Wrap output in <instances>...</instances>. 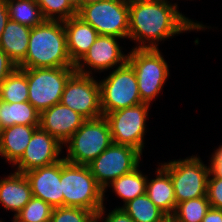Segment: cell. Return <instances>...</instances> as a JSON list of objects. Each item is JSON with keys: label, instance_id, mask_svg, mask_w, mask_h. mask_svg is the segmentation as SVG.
I'll return each mask as SVG.
<instances>
[{"label": "cell", "instance_id": "obj_1", "mask_svg": "<svg viewBox=\"0 0 222 222\" xmlns=\"http://www.w3.org/2000/svg\"><path fill=\"white\" fill-rule=\"evenodd\" d=\"M177 3L168 0H129V35L138 49H158L165 41L187 31L209 27L180 13ZM138 42V43H137Z\"/></svg>", "mask_w": 222, "mask_h": 222}, {"label": "cell", "instance_id": "obj_2", "mask_svg": "<svg viewBox=\"0 0 222 222\" xmlns=\"http://www.w3.org/2000/svg\"><path fill=\"white\" fill-rule=\"evenodd\" d=\"M75 67L68 51L63 21L45 20L31 28L28 50L18 68Z\"/></svg>", "mask_w": 222, "mask_h": 222}, {"label": "cell", "instance_id": "obj_3", "mask_svg": "<svg viewBox=\"0 0 222 222\" xmlns=\"http://www.w3.org/2000/svg\"><path fill=\"white\" fill-rule=\"evenodd\" d=\"M63 206L78 207L93 211L96 215L103 207V189L91 174L88 165H75L61 159Z\"/></svg>", "mask_w": 222, "mask_h": 222}, {"label": "cell", "instance_id": "obj_4", "mask_svg": "<svg viewBox=\"0 0 222 222\" xmlns=\"http://www.w3.org/2000/svg\"><path fill=\"white\" fill-rule=\"evenodd\" d=\"M112 137L104 116L86 119L65 142L67 155L63 158L75 165H88L112 144Z\"/></svg>", "mask_w": 222, "mask_h": 222}, {"label": "cell", "instance_id": "obj_5", "mask_svg": "<svg viewBox=\"0 0 222 222\" xmlns=\"http://www.w3.org/2000/svg\"><path fill=\"white\" fill-rule=\"evenodd\" d=\"M158 49L132 48L127 62L134 69L142 103L156 99L169 77V66Z\"/></svg>", "mask_w": 222, "mask_h": 222}, {"label": "cell", "instance_id": "obj_6", "mask_svg": "<svg viewBox=\"0 0 222 222\" xmlns=\"http://www.w3.org/2000/svg\"><path fill=\"white\" fill-rule=\"evenodd\" d=\"M173 183L176 203L207 196V180L211 165H205L197 155L160 165Z\"/></svg>", "mask_w": 222, "mask_h": 222}, {"label": "cell", "instance_id": "obj_7", "mask_svg": "<svg viewBox=\"0 0 222 222\" xmlns=\"http://www.w3.org/2000/svg\"><path fill=\"white\" fill-rule=\"evenodd\" d=\"M75 67L26 68L28 102L39 112L60 103L68 79Z\"/></svg>", "mask_w": 222, "mask_h": 222}, {"label": "cell", "instance_id": "obj_8", "mask_svg": "<svg viewBox=\"0 0 222 222\" xmlns=\"http://www.w3.org/2000/svg\"><path fill=\"white\" fill-rule=\"evenodd\" d=\"M98 82L103 116L142 103L136 73L128 62L115 68L106 78Z\"/></svg>", "mask_w": 222, "mask_h": 222}, {"label": "cell", "instance_id": "obj_9", "mask_svg": "<svg viewBox=\"0 0 222 222\" xmlns=\"http://www.w3.org/2000/svg\"><path fill=\"white\" fill-rule=\"evenodd\" d=\"M77 16L90 24L99 35L128 38L129 0H102L82 6Z\"/></svg>", "mask_w": 222, "mask_h": 222}, {"label": "cell", "instance_id": "obj_10", "mask_svg": "<svg viewBox=\"0 0 222 222\" xmlns=\"http://www.w3.org/2000/svg\"><path fill=\"white\" fill-rule=\"evenodd\" d=\"M149 107L150 104L140 103L104 115L110 128L112 142L133 147L142 154Z\"/></svg>", "mask_w": 222, "mask_h": 222}, {"label": "cell", "instance_id": "obj_11", "mask_svg": "<svg viewBox=\"0 0 222 222\" xmlns=\"http://www.w3.org/2000/svg\"><path fill=\"white\" fill-rule=\"evenodd\" d=\"M141 156L133 147L112 143L88 166L96 182L104 190L113 180L140 166Z\"/></svg>", "mask_w": 222, "mask_h": 222}, {"label": "cell", "instance_id": "obj_12", "mask_svg": "<svg viewBox=\"0 0 222 222\" xmlns=\"http://www.w3.org/2000/svg\"><path fill=\"white\" fill-rule=\"evenodd\" d=\"M92 75L75 72L67 81L61 103L85 119L103 116L100 105V86Z\"/></svg>", "mask_w": 222, "mask_h": 222}, {"label": "cell", "instance_id": "obj_13", "mask_svg": "<svg viewBox=\"0 0 222 222\" xmlns=\"http://www.w3.org/2000/svg\"><path fill=\"white\" fill-rule=\"evenodd\" d=\"M120 38L114 36L99 35L96 41L90 46L88 52L75 65L77 73L93 75L95 72H104L124 65L127 62L128 54L121 50ZM89 69V70H88Z\"/></svg>", "mask_w": 222, "mask_h": 222}, {"label": "cell", "instance_id": "obj_14", "mask_svg": "<svg viewBox=\"0 0 222 222\" xmlns=\"http://www.w3.org/2000/svg\"><path fill=\"white\" fill-rule=\"evenodd\" d=\"M63 145L53 136L38 127L31 137L25 152L12 166L15 171L26 173L28 171L48 166L60 161Z\"/></svg>", "mask_w": 222, "mask_h": 222}, {"label": "cell", "instance_id": "obj_15", "mask_svg": "<svg viewBox=\"0 0 222 222\" xmlns=\"http://www.w3.org/2000/svg\"><path fill=\"white\" fill-rule=\"evenodd\" d=\"M34 197L40 198L53 208L63 207V192L60 184L61 160L24 173Z\"/></svg>", "mask_w": 222, "mask_h": 222}, {"label": "cell", "instance_id": "obj_16", "mask_svg": "<svg viewBox=\"0 0 222 222\" xmlns=\"http://www.w3.org/2000/svg\"><path fill=\"white\" fill-rule=\"evenodd\" d=\"M85 120L60 102L40 113L39 127L64 145Z\"/></svg>", "mask_w": 222, "mask_h": 222}, {"label": "cell", "instance_id": "obj_17", "mask_svg": "<svg viewBox=\"0 0 222 222\" xmlns=\"http://www.w3.org/2000/svg\"><path fill=\"white\" fill-rule=\"evenodd\" d=\"M66 32L67 51L74 65H76L88 52L90 46L96 41L99 34L80 17L73 16L63 21Z\"/></svg>", "mask_w": 222, "mask_h": 222}, {"label": "cell", "instance_id": "obj_18", "mask_svg": "<svg viewBox=\"0 0 222 222\" xmlns=\"http://www.w3.org/2000/svg\"><path fill=\"white\" fill-rule=\"evenodd\" d=\"M33 197L28 179L23 173L14 171L7 177L0 178V203L4 209L12 211L14 216Z\"/></svg>", "mask_w": 222, "mask_h": 222}, {"label": "cell", "instance_id": "obj_19", "mask_svg": "<svg viewBox=\"0 0 222 222\" xmlns=\"http://www.w3.org/2000/svg\"><path fill=\"white\" fill-rule=\"evenodd\" d=\"M39 125H13L1 130L0 156L14 165L23 155Z\"/></svg>", "mask_w": 222, "mask_h": 222}, {"label": "cell", "instance_id": "obj_20", "mask_svg": "<svg viewBox=\"0 0 222 222\" xmlns=\"http://www.w3.org/2000/svg\"><path fill=\"white\" fill-rule=\"evenodd\" d=\"M31 27L9 19L0 38L2 49L18 67L28 50Z\"/></svg>", "mask_w": 222, "mask_h": 222}, {"label": "cell", "instance_id": "obj_21", "mask_svg": "<svg viewBox=\"0 0 222 222\" xmlns=\"http://www.w3.org/2000/svg\"><path fill=\"white\" fill-rule=\"evenodd\" d=\"M153 179H147L146 194L151 201L168 217H171L177 207L175 192L170 175L160 166Z\"/></svg>", "mask_w": 222, "mask_h": 222}, {"label": "cell", "instance_id": "obj_22", "mask_svg": "<svg viewBox=\"0 0 222 222\" xmlns=\"http://www.w3.org/2000/svg\"><path fill=\"white\" fill-rule=\"evenodd\" d=\"M40 113L27 101L7 103L0 100L1 128L13 125H39Z\"/></svg>", "mask_w": 222, "mask_h": 222}, {"label": "cell", "instance_id": "obj_23", "mask_svg": "<svg viewBox=\"0 0 222 222\" xmlns=\"http://www.w3.org/2000/svg\"><path fill=\"white\" fill-rule=\"evenodd\" d=\"M147 179L148 176L144 175L138 166L132 172L120 176L107 185L103 190V197H105L107 187H110L126 204L128 201L146 193Z\"/></svg>", "mask_w": 222, "mask_h": 222}, {"label": "cell", "instance_id": "obj_24", "mask_svg": "<svg viewBox=\"0 0 222 222\" xmlns=\"http://www.w3.org/2000/svg\"><path fill=\"white\" fill-rule=\"evenodd\" d=\"M121 209L129 215L134 222H162L168 217L151 201L146 193L123 204Z\"/></svg>", "mask_w": 222, "mask_h": 222}, {"label": "cell", "instance_id": "obj_25", "mask_svg": "<svg viewBox=\"0 0 222 222\" xmlns=\"http://www.w3.org/2000/svg\"><path fill=\"white\" fill-rule=\"evenodd\" d=\"M0 100L7 103L28 101V81L26 68H16L0 84Z\"/></svg>", "mask_w": 222, "mask_h": 222}, {"label": "cell", "instance_id": "obj_26", "mask_svg": "<svg viewBox=\"0 0 222 222\" xmlns=\"http://www.w3.org/2000/svg\"><path fill=\"white\" fill-rule=\"evenodd\" d=\"M6 4L12 21L31 28L45 21L36 0H6Z\"/></svg>", "mask_w": 222, "mask_h": 222}, {"label": "cell", "instance_id": "obj_27", "mask_svg": "<svg viewBox=\"0 0 222 222\" xmlns=\"http://www.w3.org/2000/svg\"><path fill=\"white\" fill-rule=\"evenodd\" d=\"M210 207L207 196L186 200L177 204L171 217L174 222H202Z\"/></svg>", "mask_w": 222, "mask_h": 222}, {"label": "cell", "instance_id": "obj_28", "mask_svg": "<svg viewBox=\"0 0 222 222\" xmlns=\"http://www.w3.org/2000/svg\"><path fill=\"white\" fill-rule=\"evenodd\" d=\"M53 207L40 198L32 197L12 222H50Z\"/></svg>", "mask_w": 222, "mask_h": 222}, {"label": "cell", "instance_id": "obj_29", "mask_svg": "<svg viewBox=\"0 0 222 222\" xmlns=\"http://www.w3.org/2000/svg\"><path fill=\"white\" fill-rule=\"evenodd\" d=\"M45 20L65 21L77 15L69 0H36Z\"/></svg>", "mask_w": 222, "mask_h": 222}, {"label": "cell", "instance_id": "obj_30", "mask_svg": "<svg viewBox=\"0 0 222 222\" xmlns=\"http://www.w3.org/2000/svg\"><path fill=\"white\" fill-rule=\"evenodd\" d=\"M50 222H96L93 211L78 207L53 208Z\"/></svg>", "mask_w": 222, "mask_h": 222}, {"label": "cell", "instance_id": "obj_31", "mask_svg": "<svg viewBox=\"0 0 222 222\" xmlns=\"http://www.w3.org/2000/svg\"><path fill=\"white\" fill-rule=\"evenodd\" d=\"M207 197L212 208L222 209V177L212 171L207 180Z\"/></svg>", "mask_w": 222, "mask_h": 222}, {"label": "cell", "instance_id": "obj_32", "mask_svg": "<svg viewBox=\"0 0 222 222\" xmlns=\"http://www.w3.org/2000/svg\"><path fill=\"white\" fill-rule=\"evenodd\" d=\"M105 210L106 207L105 205H103V207L96 215V222H134V220L129 215H127L119 206L118 208L116 207L111 212L107 213L108 215L105 214ZM105 215H107L106 218L104 217Z\"/></svg>", "mask_w": 222, "mask_h": 222}, {"label": "cell", "instance_id": "obj_33", "mask_svg": "<svg viewBox=\"0 0 222 222\" xmlns=\"http://www.w3.org/2000/svg\"><path fill=\"white\" fill-rule=\"evenodd\" d=\"M17 68L10 57L0 49V84Z\"/></svg>", "mask_w": 222, "mask_h": 222}, {"label": "cell", "instance_id": "obj_34", "mask_svg": "<svg viewBox=\"0 0 222 222\" xmlns=\"http://www.w3.org/2000/svg\"><path fill=\"white\" fill-rule=\"evenodd\" d=\"M210 165L211 171L217 175L222 177V145H220L211 156Z\"/></svg>", "mask_w": 222, "mask_h": 222}, {"label": "cell", "instance_id": "obj_35", "mask_svg": "<svg viewBox=\"0 0 222 222\" xmlns=\"http://www.w3.org/2000/svg\"><path fill=\"white\" fill-rule=\"evenodd\" d=\"M9 19L6 0H0V38Z\"/></svg>", "mask_w": 222, "mask_h": 222}, {"label": "cell", "instance_id": "obj_36", "mask_svg": "<svg viewBox=\"0 0 222 222\" xmlns=\"http://www.w3.org/2000/svg\"><path fill=\"white\" fill-rule=\"evenodd\" d=\"M202 222H222V209L210 207Z\"/></svg>", "mask_w": 222, "mask_h": 222}, {"label": "cell", "instance_id": "obj_37", "mask_svg": "<svg viewBox=\"0 0 222 222\" xmlns=\"http://www.w3.org/2000/svg\"><path fill=\"white\" fill-rule=\"evenodd\" d=\"M100 1H102V0H79V9L82 6L88 5L90 3L100 2Z\"/></svg>", "mask_w": 222, "mask_h": 222}, {"label": "cell", "instance_id": "obj_38", "mask_svg": "<svg viewBox=\"0 0 222 222\" xmlns=\"http://www.w3.org/2000/svg\"><path fill=\"white\" fill-rule=\"evenodd\" d=\"M69 1L78 11L79 10V0H69Z\"/></svg>", "mask_w": 222, "mask_h": 222}, {"label": "cell", "instance_id": "obj_39", "mask_svg": "<svg viewBox=\"0 0 222 222\" xmlns=\"http://www.w3.org/2000/svg\"><path fill=\"white\" fill-rule=\"evenodd\" d=\"M162 222H174L172 217H167L166 219H164Z\"/></svg>", "mask_w": 222, "mask_h": 222}]
</instances>
